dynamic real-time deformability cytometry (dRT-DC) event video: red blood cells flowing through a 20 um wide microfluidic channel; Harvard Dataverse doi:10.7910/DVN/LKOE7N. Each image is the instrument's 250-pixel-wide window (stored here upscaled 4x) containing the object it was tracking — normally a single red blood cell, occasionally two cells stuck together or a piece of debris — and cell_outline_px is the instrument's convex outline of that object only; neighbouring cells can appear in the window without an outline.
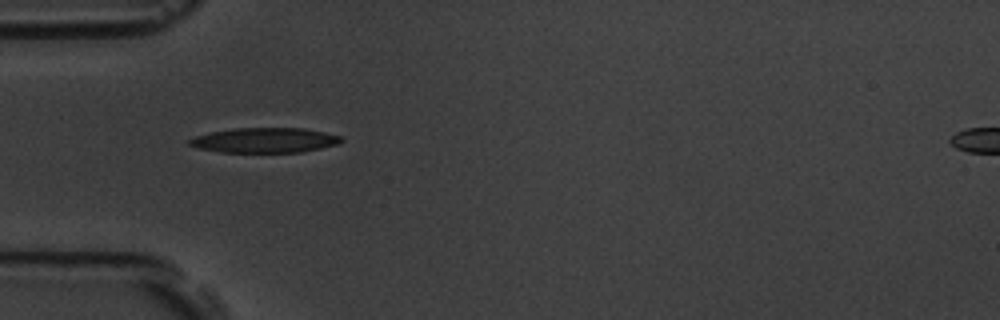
{"species": "common noctule bat (a hibernating species)", "species_latin": "Nyctalus noctula", "temperature_condition": "room temperature", "stored_images_in_passage": 6, "camera_frame_rate_fps": 3000, "um_per_image_px": 0.085, "animal": {"sex": "male", "body_mass_g": 19.5, "forearm_length_mm": 54.6}, "frame": {"image": 1, "passage_image": 5, "time_ms": 4.667, "image_size_px": [1000, 320], "cell_outline_px": [[344, 140], [340, 144], [304, 152], [220, 152], [200, 148], [188, 144], [188, 140], [196, 136], [208, 132], [232, 128], [304, 128], [324, 132], [340, 136]], "centroid_in_image_um": [22.53, 11.92], "position_along_channel_um": 62.5, "area_um2": 22.2}}
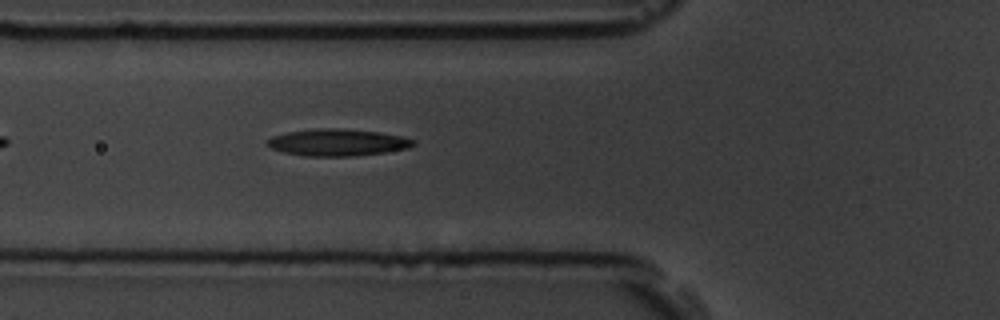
{"frame": {"image": 2, "passage_image": 6, "time_ms": 5.667, "image_size_px": [1000, 320], "cell_outline_px": [[416, 144], [408, 148], [384, 152], [352, 156], [304, 156], [284, 152], [272, 148], [268, 144], [268, 140], [272, 136], [288, 132], [324, 128], [336, 128], [380, 132], [404, 136], [416, 140]], "centroid_in_image_um": [28.75, 12.11], "position_along_channel_um": 97.0, "area_um2": 22.72}}